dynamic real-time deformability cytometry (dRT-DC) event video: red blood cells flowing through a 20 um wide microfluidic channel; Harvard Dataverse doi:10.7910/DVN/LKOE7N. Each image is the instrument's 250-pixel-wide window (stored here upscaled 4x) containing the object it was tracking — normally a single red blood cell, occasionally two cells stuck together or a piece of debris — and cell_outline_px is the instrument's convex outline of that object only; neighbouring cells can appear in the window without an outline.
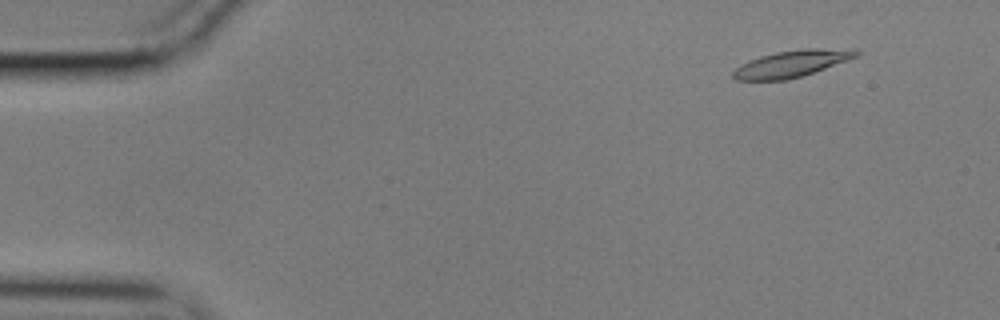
{"species": "common noctule bat (a hibernating species)", "species_latin": "Nyctalus noctula", "temperature_condition": "cold", "stored_images_in_passage": 23, "camera_frame_rate_fps": 3000, "um_per_image_px": 0.085, "animal": {"sex": "male", "body_mass_g": 17.9}, "frame": {"image": 1, "passage_image": 6, "time_ms": 1.667, "image_size_px": [1000, 320], "cell_outline_px": [[860, 52], [856, 56], [848, 60], [800, 76], [784, 80], [736, 80], [732, 76], [732, 72], [740, 64], [748, 60], [760, 56], [776, 52], [804, 48], [820, 48]], "centroid_in_image_um": [67.16, 5.42], "position_along_channel_um": 17.8, "area_um2": 18.61}}
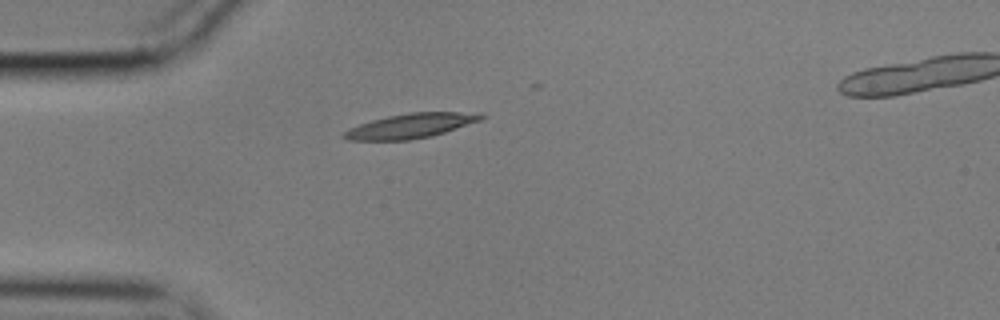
{"frame": {"image": 2, "passage_image": 16, "time_ms": 5.0, "image_size_px": [1000, 320], "cell_outline_px": [[484, 116], [480, 120], [432, 136], [408, 140], [348, 140], [340, 136], [348, 128], [372, 120], [388, 116], [408, 112], [480, 112]], "centroid_in_image_um": [34.88, 10.69], "position_along_channel_um": 50.1, "area_um2": 19.59}}
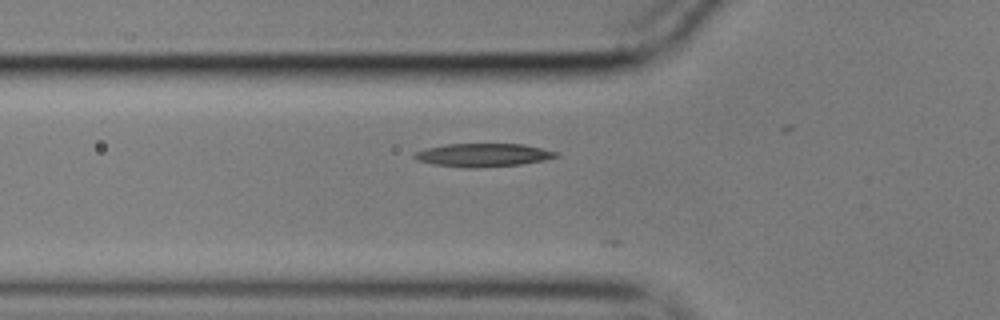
{"frame": {"image": 3, "passage_image": 20, "time_ms": 6.333, "image_size_px": [1000, 320], "cell_outline_px": [[560, 156], [544, 160], [520, 164], [476, 168], [468, 168], [432, 164], [416, 160], [412, 156], [416, 152], [428, 148], [448, 144], [524, 144], [560, 152]], "centroid_in_image_um": [41.1, 13.18], "position_along_channel_um": 84.7, "area_um2": 19.19}}